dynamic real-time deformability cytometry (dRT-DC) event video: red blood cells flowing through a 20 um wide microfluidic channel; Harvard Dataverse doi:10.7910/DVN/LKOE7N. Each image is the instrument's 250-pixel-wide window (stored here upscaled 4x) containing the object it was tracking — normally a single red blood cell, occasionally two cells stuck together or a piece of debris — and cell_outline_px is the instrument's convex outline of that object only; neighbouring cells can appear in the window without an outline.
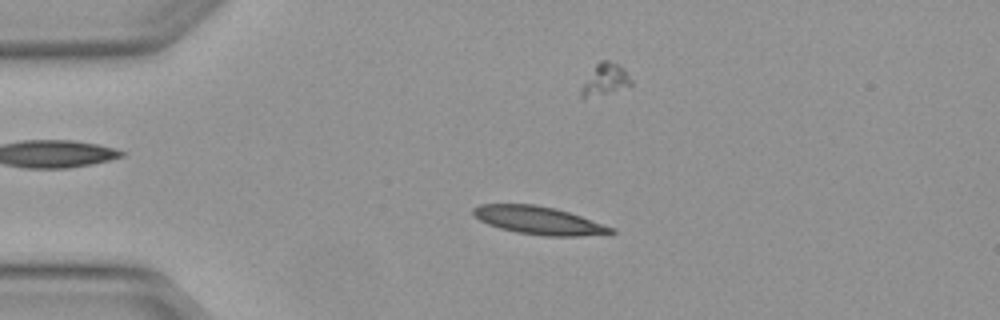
{"species": "Egyptian fruit bat (a non-hibernating species)", "species_latin": "Rousettus aegyptiacus", "temperature_condition": "warm", "stored_images_in_passage": 7, "camera_frame_rate_fps": 3000, "um_per_image_px": 0.085, "animal": {"sex": "female"}, "frame": {"image": 1, "passage_image": 4, "time_ms": 1.0, "image_size_px": [1000, 320], "cell_outline_px": [[616, 232], [580, 236], [544, 236], [516, 232], [500, 228], [488, 224], [472, 216], [472, 208], [480, 204], [536, 204], [556, 208], [616, 228]], "centroid_in_image_um": [45.76, 18.73], "position_along_channel_um": 39.2, "area_um2": 22.48}}